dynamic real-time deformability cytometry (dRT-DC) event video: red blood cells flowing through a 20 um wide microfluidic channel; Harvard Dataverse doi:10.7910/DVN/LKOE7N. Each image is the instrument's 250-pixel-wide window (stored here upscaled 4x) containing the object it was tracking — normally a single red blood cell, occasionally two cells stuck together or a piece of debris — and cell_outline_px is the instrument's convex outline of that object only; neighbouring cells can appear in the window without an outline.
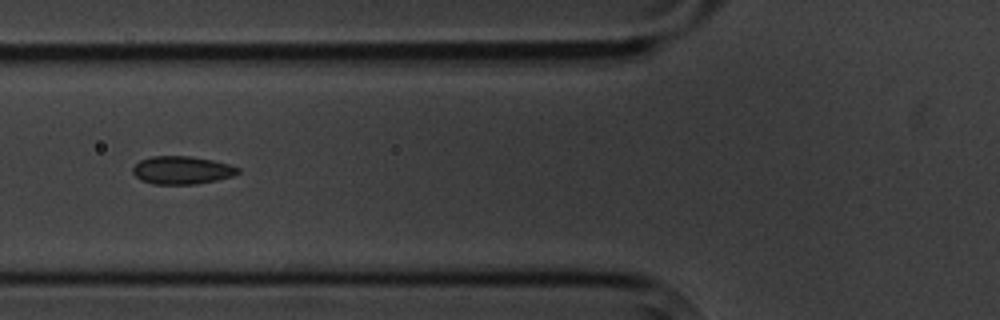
{"species": "common noctule bat (a hibernating species)", "species_latin": "Nyctalus noctula", "temperature_condition": "cold", "stored_images_in_passage": 15, "segment_of_instrument_passage": [1, 2], "camera_frame_rate_fps": 3000, "um_per_image_px": 0.085, "animal": {"sex": "male", "body_mass_g": 20.1, "forearm_length_mm": 53.5}, "frame": {"image": 1, "passage_image": 5, "time_ms": 5.333, "image_size_px": [1000, 320], "cell_outline_px": [[240, 172], [232, 176], [216, 180], [196, 184], [152, 184], [140, 180], [132, 172], [132, 168], [140, 160], [152, 156], [188, 156], [212, 160], [228, 164], [240, 168]], "centroid_in_image_um": [15.44, 14.47], "position_along_channel_um": 110.4, "area_um2": 17.11}}
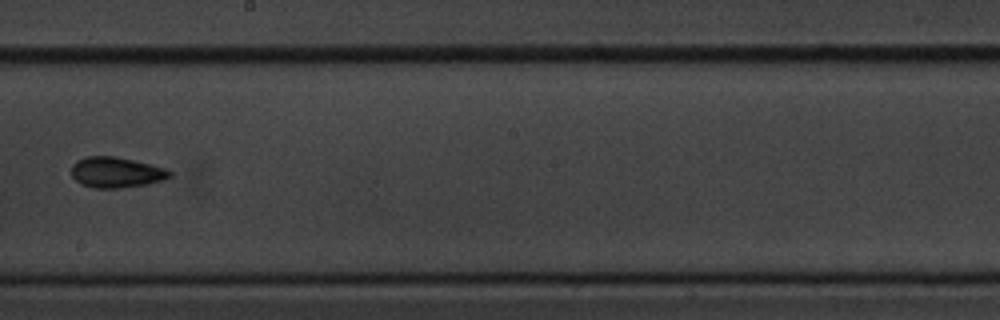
{"frame": {"image": 2, "passage_image": 8, "time_ms": 9.0, "image_size_px": [1000, 320], "cell_outline_px": [[172, 176], [164, 180], [144, 184], [120, 188], [92, 188], [80, 184], [72, 176], [72, 164], [76, 160], [88, 156], [116, 156], [164, 168], [172, 172]], "centroid_in_image_um": [9.84, 14.65], "position_along_channel_um": 238.4, "area_um2": 17.46}}
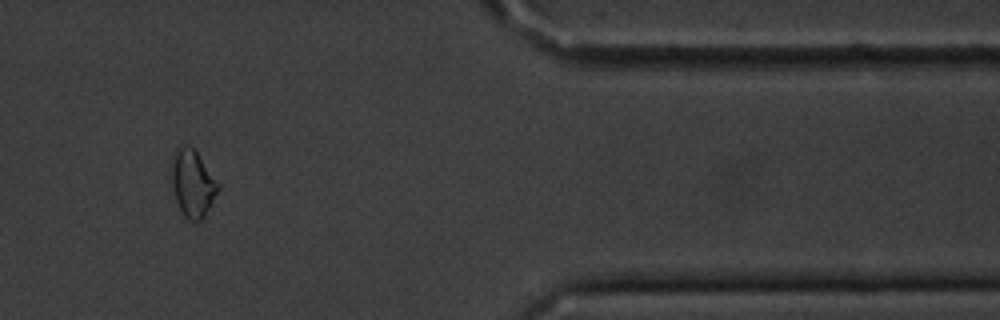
{"frame": {"image": 3, "passage_image": 12, "time_ms": 14.333, "image_size_px": [1000, 320], "cell_outline_px": [[220, 188], [204, 216], [200, 220], [188, 220], [180, 212], [168, 184], [172, 164], [176, 148], [184, 144], [188, 144], [196, 152], [220, 184]], "centroid_in_image_um": [16.31, 15.6], "position_along_channel_um": 395.1, "area_um2": 18.55}}